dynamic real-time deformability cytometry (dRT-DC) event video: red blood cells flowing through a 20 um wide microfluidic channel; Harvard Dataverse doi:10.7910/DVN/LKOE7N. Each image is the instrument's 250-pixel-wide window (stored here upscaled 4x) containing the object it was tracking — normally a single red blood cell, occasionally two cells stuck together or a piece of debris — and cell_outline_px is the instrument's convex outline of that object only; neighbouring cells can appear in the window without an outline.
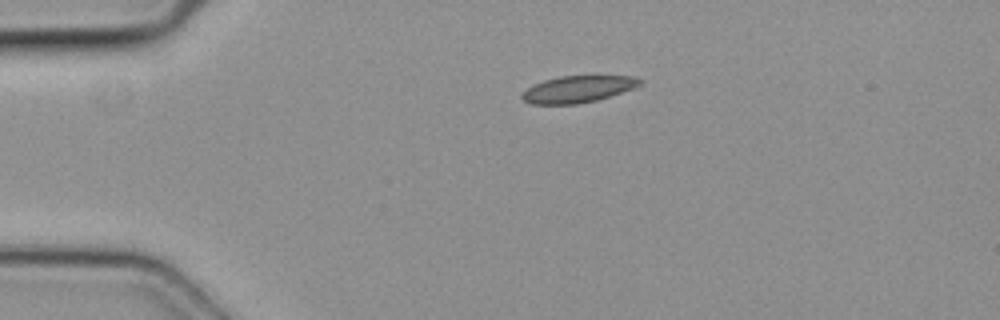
{"species": "common noctule bat (a hibernating species)", "species_latin": "Nyctalus noctula", "temperature_condition": "cold", "stored_images_in_passage": 3, "camera_frame_rate_fps": 3000, "um_per_image_px": 0.085, "animal": {"sex": "female", "body_mass_g": 19.3, "forearm_length_mm": 54.1}, "frame": {"image": 1, "passage_image": 3, "time_ms": 0.667, "image_size_px": [1000, 320], "cell_outline_px": [[644, 80], [636, 88], [596, 100], [576, 104], [528, 104], [520, 96], [528, 88], [544, 80], [560, 76], [636, 76]], "centroid_in_image_um": [49.16, 7.57], "position_along_channel_um": 35.8, "area_um2": 18.32}}